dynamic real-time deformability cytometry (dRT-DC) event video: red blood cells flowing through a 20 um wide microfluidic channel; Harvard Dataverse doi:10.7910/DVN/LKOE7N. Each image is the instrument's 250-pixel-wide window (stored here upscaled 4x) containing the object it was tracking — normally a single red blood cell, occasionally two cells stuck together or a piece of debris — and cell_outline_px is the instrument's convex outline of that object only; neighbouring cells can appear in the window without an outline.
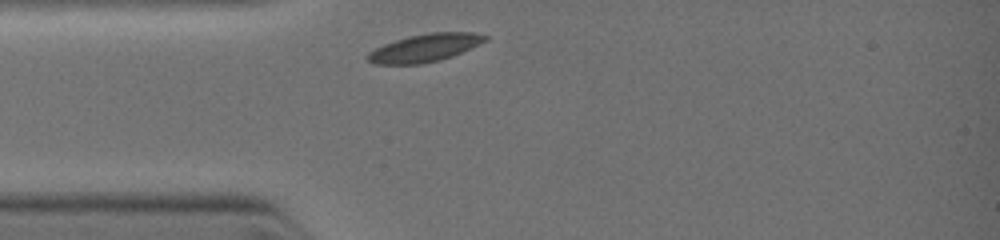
{"species": "common noctule bat (a hibernating species)", "species_latin": "Nyctalus noctula", "temperature_condition": "warm", "stored_images_in_passage": 3, "camera_frame_rate_fps": 3000, "um_per_image_px": 0.085, "animal": {"sex": "female", "body_mass_g": 19.0, "forearm_length_mm": 51.5}, "frame": {"image": 1, "passage_image": 1, "time_ms": 0.0, "image_size_px": [1000, 240], "cell_outline_px": [[488, 40], [452, 56], [420, 64], [376, 64], [368, 60], [364, 56], [368, 52], [384, 44], [408, 36], [428, 32], [472, 32], [488, 36]], "centroid_in_image_um": [36.09, 4.06], "position_along_channel_um": 48.9, "area_um2": 18.9}}